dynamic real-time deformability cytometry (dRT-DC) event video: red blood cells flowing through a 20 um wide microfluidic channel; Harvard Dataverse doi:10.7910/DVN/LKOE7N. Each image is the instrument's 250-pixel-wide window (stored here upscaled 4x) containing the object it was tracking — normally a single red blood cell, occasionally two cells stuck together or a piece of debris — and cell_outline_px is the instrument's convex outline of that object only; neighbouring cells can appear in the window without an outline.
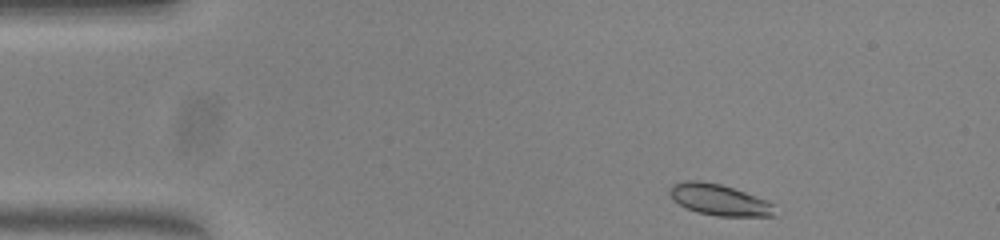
{"species": "common noctule bat (a hibernating species)", "species_latin": "Nyctalus noctula", "temperature_condition": "warm", "stored_images_in_passage": 47, "camera_frame_rate_fps": 3000, "um_per_image_px": 0.085, "animal": {"sex": "female", "body_mass_g": 23.0, "forearm_length_mm": 53.4}, "frame": {"image": 1, "passage_image": 1, "time_ms": 0.0, "image_size_px": [1000, 240], "cell_outline_px": [[776, 216], [716, 216], [700, 212], [688, 208], [680, 204], [668, 192], [668, 188], [672, 184], [688, 180], [700, 180], [720, 184], [744, 192], [764, 200], [772, 204]], "centroid_in_image_um": [61.11, 16.97], "position_along_channel_um": 23.9, "area_um2": 18.67}}
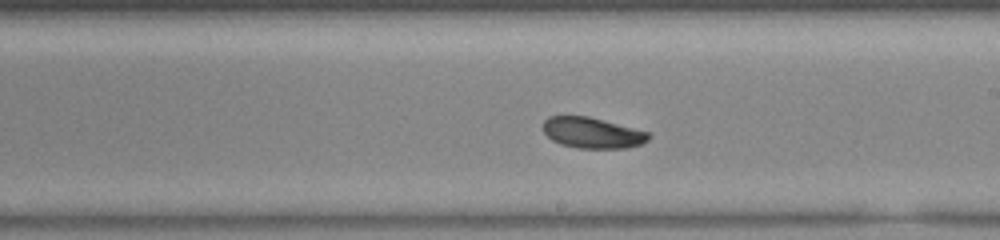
{"frame": {"image": 2, "passage_image": 24, "time_ms": 7.667, "image_size_px": [1000, 240], "cell_outline_px": [[652, 136], [648, 140], [640, 144], [628, 148], [576, 148], [560, 144], [552, 140], [544, 132], [544, 120], [548, 116], [588, 116], [648, 132]], "centroid_in_image_um": [50.34, 11.3], "position_along_channel_um": 238.7, "area_um2": 18.84}}
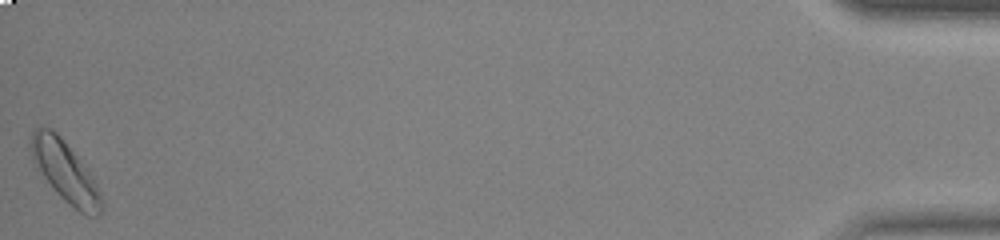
{"frame": {"image": 3, "passage_image": 47, "time_ms": 15.333, "image_size_px": [1000, 240], "cell_outline_px": [[104, 208], [100, 216], [88, 216], [80, 212], [68, 204], [56, 192], [32, 160], [28, 144], [32, 132], [36, 128], [48, 128], [56, 132], [60, 136], [88, 168], [96, 180], [104, 200]], "centroid_in_image_um": [5.6, 14.62], "position_along_channel_um": 429.6, "area_um2": 25.32}, "authors_computed_cell_mechanics": {"area_um2": 19.7676, "velocity_mm_per_s": 3.7879, "shape_relaxation_time_tau1_ms": 3.5911, "shape_relaxation_time_tau2_ms": 9.4364, "deformation_change_tau1": 0.1045, "deformation_change_tau2": 0.111}}